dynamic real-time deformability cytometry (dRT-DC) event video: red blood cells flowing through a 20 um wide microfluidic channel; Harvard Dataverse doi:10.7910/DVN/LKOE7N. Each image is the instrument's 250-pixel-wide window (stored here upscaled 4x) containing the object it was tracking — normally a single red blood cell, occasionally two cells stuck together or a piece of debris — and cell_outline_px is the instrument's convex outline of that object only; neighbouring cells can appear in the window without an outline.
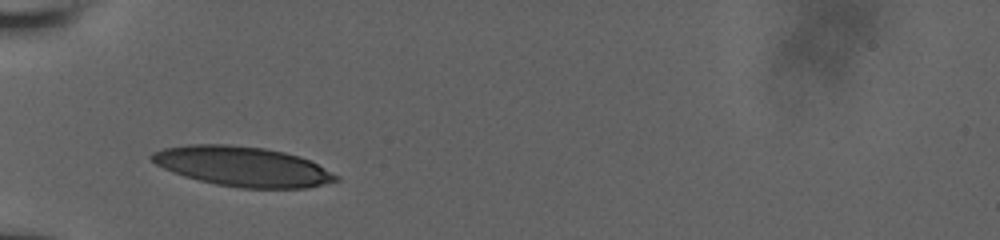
{"species": "human", "species_latin": "Homo sapiens", "temperature_condition": "room temperature", "stored_images_in_passage": 17, "camera_frame_rate_fps": 3000, "um_per_image_px": 0.085, "donor": {"sex": "male"}, "frame": {"image": 1, "passage_image": 1, "time_ms": 0.0, "image_size_px": [1000, 240], "cell_outline_px": [[340, 180], [308, 188], [240, 188], [216, 184], [184, 176], [164, 168], [156, 164], [148, 156], [152, 152], [164, 148], [188, 144], [228, 144], [264, 148], [284, 152], [300, 156], [340, 176]], "centroid_in_image_um": [20.62, 14.14], "position_along_channel_um": 64.4, "area_um2": 42.66}}
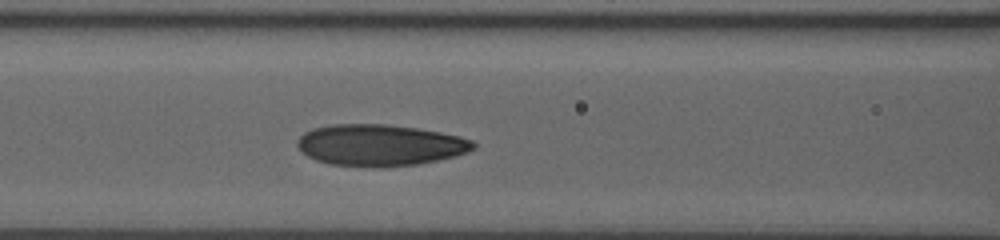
{"frame": {"image": 2, "passage_image": 10, "time_ms": 2.0, "image_size_px": [1000, 240], "cell_outline_px": [[476, 148], [468, 152], [456, 156], [416, 164], [384, 168], [372, 168], [328, 164], [316, 160], [308, 156], [296, 144], [296, 140], [304, 132], [312, 128], [332, 124], [384, 124], [416, 128], [440, 132], [460, 136], [472, 140], [476, 144]], "centroid_in_image_um": [32.29, 12.35], "position_along_channel_um": 134.3, "area_um2": 42.89}}
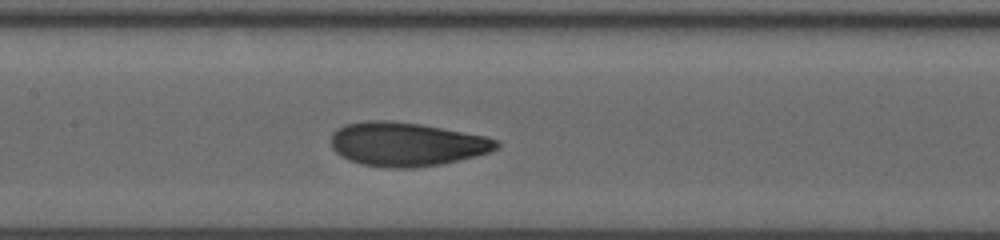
{"frame": {"image": 3, "passage_image": 15, "time_ms": 3.0, "image_size_px": [1000, 240], "cell_outline_px": [[500, 144], [496, 148], [488, 152], [476, 156], [440, 164], [416, 168], [388, 168], [360, 164], [348, 160], [336, 152], [332, 148], [332, 132], [336, 128], [344, 124], [364, 120], [388, 120], [420, 124], [484, 136], [500, 140]], "centroid_in_image_um": [34.51, 12.25], "position_along_channel_um": 172.9, "area_um2": 42.37}}